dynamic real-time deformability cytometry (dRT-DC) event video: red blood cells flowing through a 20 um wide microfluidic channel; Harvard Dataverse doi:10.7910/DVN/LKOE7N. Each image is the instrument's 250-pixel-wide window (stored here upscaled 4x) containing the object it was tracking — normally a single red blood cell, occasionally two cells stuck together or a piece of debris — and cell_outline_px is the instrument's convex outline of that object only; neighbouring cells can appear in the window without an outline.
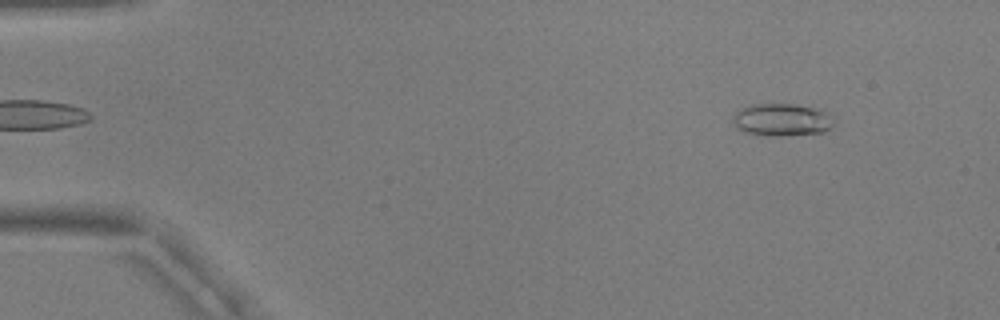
{"species": "common noctule bat (a hibernating species)", "species_latin": "Nyctalus noctula", "temperature_condition": "warm", "stored_images_in_passage": 50, "camera_frame_rate_fps": 3000, "um_per_image_px": 0.085, "animal": {"sex": "male", "body_mass_g": 17.9, "forearm_length_mm": 54.2}, "frame": {"image": 1, "passage_image": 2, "time_ms": 0.333, "image_size_px": [1000, 320], "cell_outline_px": [[836, 120], [832, 128], [824, 132], [784, 136], [768, 136], [744, 132], [736, 128], [732, 120], [732, 116], [736, 112], [752, 104], [796, 104], [820, 108], [828, 112]], "centroid_in_image_um": [66.52, 10.18], "position_along_channel_um": 18.5, "area_um2": 19.59}}
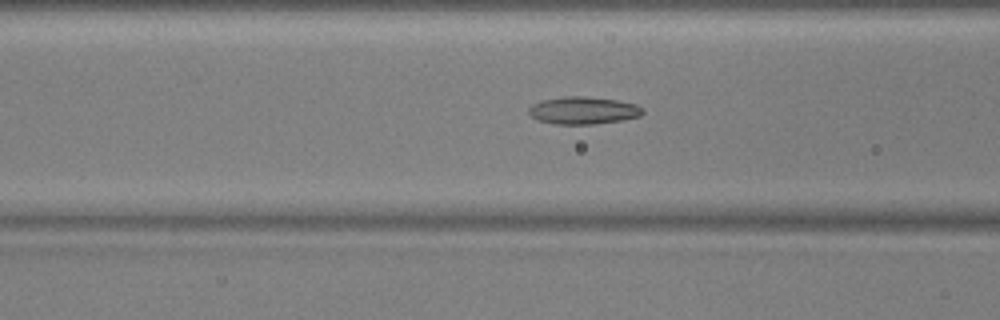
{"frame": {"image": 2, "passage_image": 18, "time_ms": 5.667, "image_size_px": [1000, 320], "cell_outline_px": [[644, 112], [640, 116], [624, 120], [596, 124], [552, 124], [536, 120], [528, 112], [528, 108], [532, 104], [540, 100], [564, 96], [584, 96], [616, 100], [636, 104]], "centroid_in_image_um": [49.53, 9.39], "position_along_channel_um": 117.1, "area_um2": 18.38}}
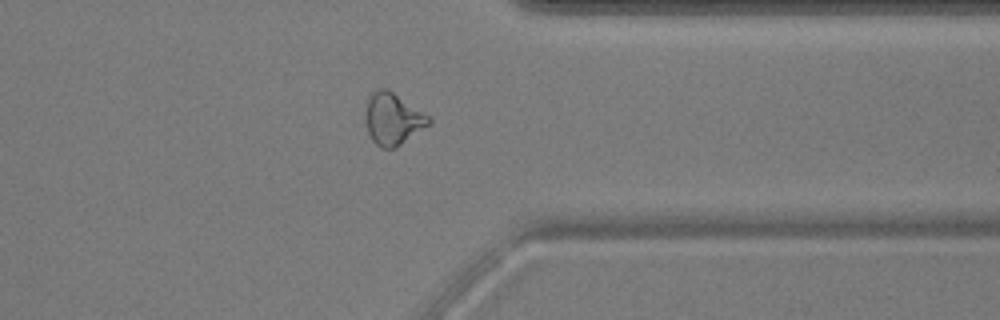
{"frame": {"image": 3, "passage_image": 39, "time_ms": 12.667, "image_size_px": [1000, 320], "cell_outline_px": [[432, 120], [428, 124], [396, 148], [380, 148], [372, 140], [368, 132], [364, 120], [364, 116], [368, 100], [372, 92], [380, 88], [388, 88], [432, 116]], "centroid_in_image_um": [33.39, 10.08], "position_along_channel_um": 378.0, "area_um2": 19.36}, "authors_computed_cell_mechanics": {"area_um2": 17.918, "velocity_mm_per_s": 3.787, "shape_relaxation_time_tau1_ms": null, "shape_relaxation_time_tau2_ms": 2.6611, "deformation_change_tau1": null, "deformation_change_tau2": 0.1098}}